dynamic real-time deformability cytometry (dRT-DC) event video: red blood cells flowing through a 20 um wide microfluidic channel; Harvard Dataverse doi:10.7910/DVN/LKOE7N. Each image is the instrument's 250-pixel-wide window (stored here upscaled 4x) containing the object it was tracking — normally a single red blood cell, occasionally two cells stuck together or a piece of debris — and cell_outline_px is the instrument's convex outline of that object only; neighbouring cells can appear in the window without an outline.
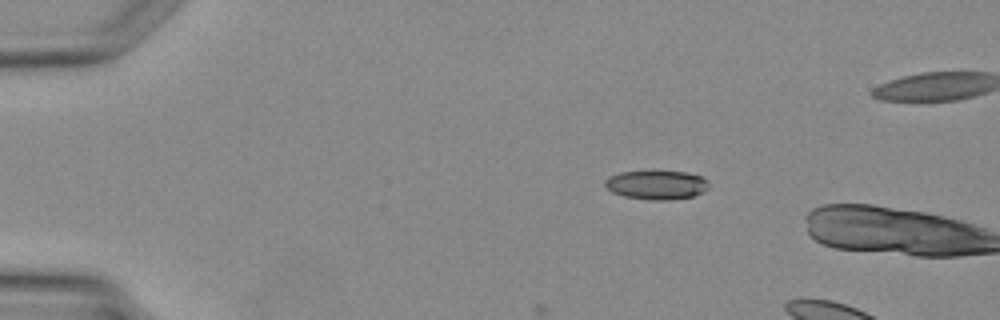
{"species": "Egyptian fruit bat (a non-hibernating species)", "species_latin": "Rousettus aegyptiacus", "temperature_condition": "warm", "stored_images_in_passage": 3, "camera_frame_rate_fps": 3000, "um_per_image_px": 0.085, "animal": {"sex": "female"}, "frame": {"image": 1, "passage_image": 2, "time_ms": 1.333, "image_size_px": [1000, 320], "cell_outline_px": [[708, 188], [704, 192], [692, 196], [668, 200], [652, 200], [624, 196], [612, 192], [604, 184], [604, 180], [608, 176], [620, 172], [684, 172], [704, 176], [708, 180]], "centroid_in_image_um": [55.82, 15.72], "position_along_channel_um": 29.2, "area_um2": 17.46}}